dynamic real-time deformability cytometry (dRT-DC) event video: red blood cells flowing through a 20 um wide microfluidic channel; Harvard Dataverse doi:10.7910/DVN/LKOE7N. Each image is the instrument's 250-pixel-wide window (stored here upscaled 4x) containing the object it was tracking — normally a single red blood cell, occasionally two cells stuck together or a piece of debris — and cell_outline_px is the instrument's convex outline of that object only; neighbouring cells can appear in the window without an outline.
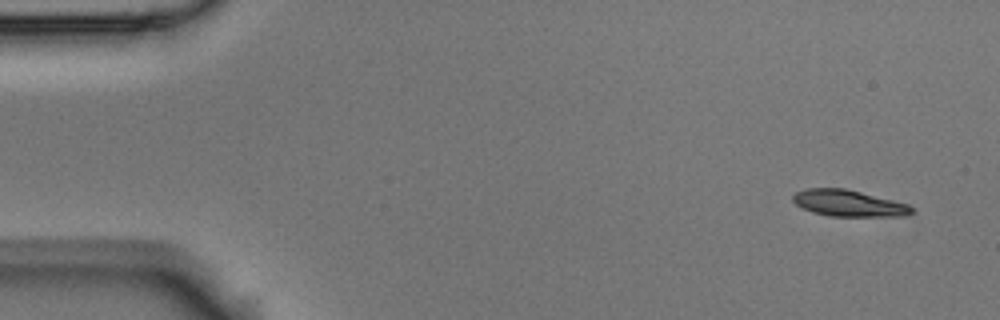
{"species": "Egyptian fruit bat (a non-hibernating species)", "species_latin": "Rousettus aegyptiacus", "temperature_condition": "room temperature", "stored_images_in_passage": 4, "camera_frame_rate_fps": 3000, "um_per_image_px": 0.085, "animal": {"sex": "male"}, "frame": {"image": 1, "passage_image": 1, "time_ms": 0.0, "image_size_px": [1000, 320], "cell_outline_px": [[912, 212], [904, 216], [832, 216], [812, 212], [796, 204], [792, 200], [792, 196], [796, 192], [808, 188], [844, 188], [908, 204], [912, 208]], "centroid_in_image_um": [72.1, 17.27], "position_along_channel_um": 12.9, "area_um2": 17.98}}